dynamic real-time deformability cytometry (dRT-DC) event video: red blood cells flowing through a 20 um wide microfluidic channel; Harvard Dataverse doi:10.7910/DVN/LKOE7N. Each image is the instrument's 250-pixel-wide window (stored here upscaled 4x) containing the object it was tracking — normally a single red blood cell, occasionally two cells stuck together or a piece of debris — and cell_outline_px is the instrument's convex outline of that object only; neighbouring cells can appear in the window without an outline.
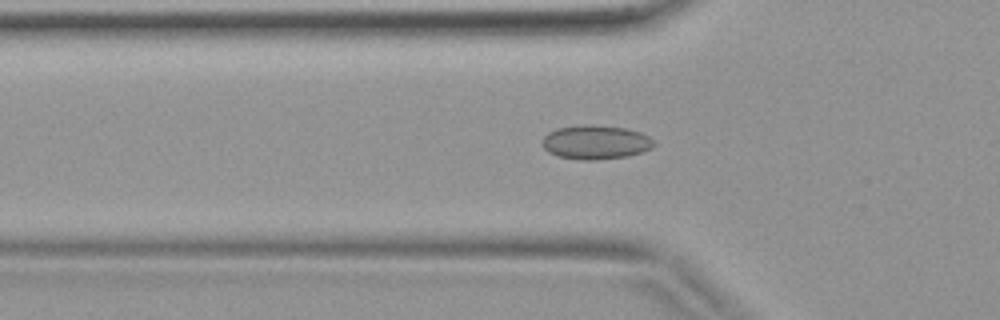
{"species": "common noctule bat (a hibernating species)", "species_latin": "Nyctalus noctula", "temperature_condition": "warm", "stored_images_in_passage": 29, "camera_frame_rate_fps": 3000, "um_per_image_px": 0.085, "animal": {"sex": "female", "body_mass_g": 19.9}, "frame": {"image": 1, "passage_image": 2, "time_ms": 0.333, "image_size_px": [1000, 320], "cell_outline_px": [[656, 144], [652, 148], [628, 156], [596, 160], [580, 160], [556, 156], [548, 152], [544, 148], [544, 136], [548, 132], [556, 128], [584, 124], [588, 124], [624, 128], [640, 132], [648, 136]], "centroid_in_image_um": [50.62, 12.09], "position_along_channel_um": 75.2, "area_um2": 22.14}}
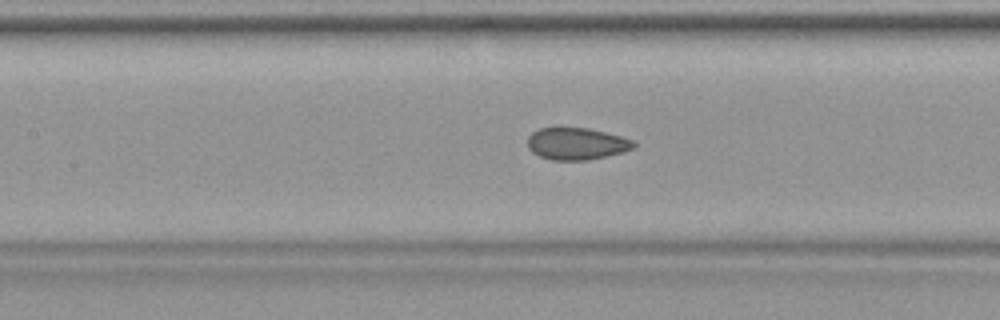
{"frame": {"image": 2, "passage_image": 7, "time_ms": 2.0, "image_size_px": [1000, 320], "cell_outline_px": [[636, 148], [624, 152], [588, 160], [552, 160], [540, 156], [532, 152], [528, 148], [528, 136], [532, 132], [540, 128], [588, 128], [620, 136], [632, 140], [636, 144]], "centroid_in_image_um": [49.02, 12.22], "position_along_channel_um": 158.4, "area_um2": 19.77}}
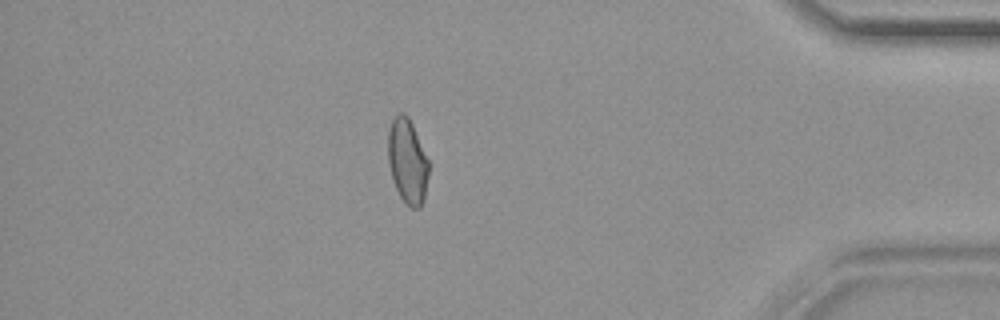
{"frame": {"image": 3, "passage_image": 24, "time_ms": 7.667, "image_size_px": [1000, 320], "cell_outline_px": [[428, 176], [424, 200], [420, 208], [412, 208], [400, 196], [396, 188], [392, 176], [388, 160], [388, 128], [396, 112], [404, 112], [408, 116], [412, 124], [428, 160]], "centroid_in_image_um": [34.62, 13.66], "position_along_channel_um": 400.6, "area_um2": 19.94}}